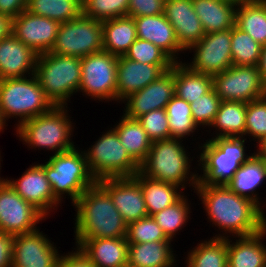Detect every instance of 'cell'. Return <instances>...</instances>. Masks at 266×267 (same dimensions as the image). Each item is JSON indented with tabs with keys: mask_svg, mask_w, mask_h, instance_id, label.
<instances>
[{
	"mask_svg": "<svg viewBox=\"0 0 266 267\" xmlns=\"http://www.w3.org/2000/svg\"><path fill=\"white\" fill-rule=\"evenodd\" d=\"M97 183L110 195L127 225L148 217L140 183L134 177L106 178Z\"/></svg>",
	"mask_w": 266,
	"mask_h": 267,
	"instance_id": "obj_18",
	"label": "cell"
},
{
	"mask_svg": "<svg viewBox=\"0 0 266 267\" xmlns=\"http://www.w3.org/2000/svg\"><path fill=\"white\" fill-rule=\"evenodd\" d=\"M35 76L54 106H68L81 84V58L51 52L40 54Z\"/></svg>",
	"mask_w": 266,
	"mask_h": 267,
	"instance_id": "obj_6",
	"label": "cell"
},
{
	"mask_svg": "<svg viewBox=\"0 0 266 267\" xmlns=\"http://www.w3.org/2000/svg\"><path fill=\"white\" fill-rule=\"evenodd\" d=\"M120 117L118 124L113 125V129L130 157L140 165L149 153L153 142L137 119L129 118L125 114Z\"/></svg>",
	"mask_w": 266,
	"mask_h": 267,
	"instance_id": "obj_31",
	"label": "cell"
},
{
	"mask_svg": "<svg viewBox=\"0 0 266 267\" xmlns=\"http://www.w3.org/2000/svg\"><path fill=\"white\" fill-rule=\"evenodd\" d=\"M151 141L171 139L166 109H156L137 118Z\"/></svg>",
	"mask_w": 266,
	"mask_h": 267,
	"instance_id": "obj_45",
	"label": "cell"
},
{
	"mask_svg": "<svg viewBox=\"0 0 266 267\" xmlns=\"http://www.w3.org/2000/svg\"><path fill=\"white\" fill-rule=\"evenodd\" d=\"M5 126H8V125H6V123L3 121V118L1 117V114H0V133L1 131L3 132V130L5 129Z\"/></svg>",
	"mask_w": 266,
	"mask_h": 267,
	"instance_id": "obj_53",
	"label": "cell"
},
{
	"mask_svg": "<svg viewBox=\"0 0 266 267\" xmlns=\"http://www.w3.org/2000/svg\"><path fill=\"white\" fill-rule=\"evenodd\" d=\"M11 33V19L0 14V40Z\"/></svg>",
	"mask_w": 266,
	"mask_h": 267,
	"instance_id": "obj_50",
	"label": "cell"
},
{
	"mask_svg": "<svg viewBox=\"0 0 266 267\" xmlns=\"http://www.w3.org/2000/svg\"><path fill=\"white\" fill-rule=\"evenodd\" d=\"M136 24L137 38L147 40L163 50L175 63L182 62L178 55L184 49L180 46L175 30L164 13L154 16L133 18ZM180 52V53H179Z\"/></svg>",
	"mask_w": 266,
	"mask_h": 267,
	"instance_id": "obj_23",
	"label": "cell"
},
{
	"mask_svg": "<svg viewBox=\"0 0 266 267\" xmlns=\"http://www.w3.org/2000/svg\"><path fill=\"white\" fill-rule=\"evenodd\" d=\"M235 25L260 45H266V0H248L237 7Z\"/></svg>",
	"mask_w": 266,
	"mask_h": 267,
	"instance_id": "obj_34",
	"label": "cell"
},
{
	"mask_svg": "<svg viewBox=\"0 0 266 267\" xmlns=\"http://www.w3.org/2000/svg\"><path fill=\"white\" fill-rule=\"evenodd\" d=\"M256 141L257 150L266 144V96L247 103L246 125L244 136ZM259 147V148H258Z\"/></svg>",
	"mask_w": 266,
	"mask_h": 267,
	"instance_id": "obj_40",
	"label": "cell"
},
{
	"mask_svg": "<svg viewBox=\"0 0 266 267\" xmlns=\"http://www.w3.org/2000/svg\"><path fill=\"white\" fill-rule=\"evenodd\" d=\"M15 235L0 231V267H12Z\"/></svg>",
	"mask_w": 266,
	"mask_h": 267,
	"instance_id": "obj_48",
	"label": "cell"
},
{
	"mask_svg": "<svg viewBox=\"0 0 266 267\" xmlns=\"http://www.w3.org/2000/svg\"><path fill=\"white\" fill-rule=\"evenodd\" d=\"M213 88L221 101L249 103L266 96L257 66L232 65L213 76Z\"/></svg>",
	"mask_w": 266,
	"mask_h": 267,
	"instance_id": "obj_12",
	"label": "cell"
},
{
	"mask_svg": "<svg viewBox=\"0 0 266 267\" xmlns=\"http://www.w3.org/2000/svg\"><path fill=\"white\" fill-rule=\"evenodd\" d=\"M103 50L116 56H123L137 39L133 18L119 17L102 22Z\"/></svg>",
	"mask_w": 266,
	"mask_h": 267,
	"instance_id": "obj_30",
	"label": "cell"
},
{
	"mask_svg": "<svg viewBox=\"0 0 266 267\" xmlns=\"http://www.w3.org/2000/svg\"><path fill=\"white\" fill-rule=\"evenodd\" d=\"M258 42L236 25L231 28V55L233 65L257 66L261 54Z\"/></svg>",
	"mask_w": 266,
	"mask_h": 267,
	"instance_id": "obj_39",
	"label": "cell"
},
{
	"mask_svg": "<svg viewBox=\"0 0 266 267\" xmlns=\"http://www.w3.org/2000/svg\"><path fill=\"white\" fill-rule=\"evenodd\" d=\"M182 141L176 138L153 141L145 160L139 165V172L148 178L177 185L184 191L189 184L188 187L192 186L194 190L199 173L190 171L193 157H188Z\"/></svg>",
	"mask_w": 266,
	"mask_h": 267,
	"instance_id": "obj_3",
	"label": "cell"
},
{
	"mask_svg": "<svg viewBox=\"0 0 266 267\" xmlns=\"http://www.w3.org/2000/svg\"><path fill=\"white\" fill-rule=\"evenodd\" d=\"M221 104V99L216 94L214 88H212L208 93L200 96L190 103L193 121L199 126L210 127L213 123L214 118L219 110Z\"/></svg>",
	"mask_w": 266,
	"mask_h": 267,
	"instance_id": "obj_44",
	"label": "cell"
},
{
	"mask_svg": "<svg viewBox=\"0 0 266 267\" xmlns=\"http://www.w3.org/2000/svg\"><path fill=\"white\" fill-rule=\"evenodd\" d=\"M126 239L128 243L173 241L166 237L152 216L129 223L127 225Z\"/></svg>",
	"mask_w": 266,
	"mask_h": 267,
	"instance_id": "obj_43",
	"label": "cell"
},
{
	"mask_svg": "<svg viewBox=\"0 0 266 267\" xmlns=\"http://www.w3.org/2000/svg\"><path fill=\"white\" fill-rule=\"evenodd\" d=\"M257 67L260 72L261 79L266 84V45L261 47V54Z\"/></svg>",
	"mask_w": 266,
	"mask_h": 267,
	"instance_id": "obj_51",
	"label": "cell"
},
{
	"mask_svg": "<svg viewBox=\"0 0 266 267\" xmlns=\"http://www.w3.org/2000/svg\"><path fill=\"white\" fill-rule=\"evenodd\" d=\"M53 107L35 74L28 78L0 80V114L6 124L9 118H16L17 128L30 118L49 112Z\"/></svg>",
	"mask_w": 266,
	"mask_h": 267,
	"instance_id": "obj_7",
	"label": "cell"
},
{
	"mask_svg": "<svg viewBox=\"0 0 266 267\" xmlns=\"http://www.w3.org/2000/svg\"><path fill=\"white\" fill-rule=\"evenodd\" d=\"M83 152L88 169L96 181L133 177L139 171V165L130 157L112 127Z\"/></svg>",
	"mask_w": 266,
	"mask_h": 267,
	"instance_id": "obj_9",
	"label": "cell"
},
{
	"mask_svg": "<svg viewBox=\"0 0 266 267\" xmlns=\"http://www.w3.org/2000/svg\"><path fill=\"white\" fill-rule=\"evenodd\" d=\"M260 150L265 152L266 151V144Z\"/></svg>",
	"mask_w": 266,
	"mask_h": 267,
	"instance_id": "obj_54",
	"label": "cell"
},
{
	"mask_svg": "<svg viewBox=\"0 0 266 267\" xmlns=\"http://www.w3.org/2000/svg\"><path fill=\"white\" fill-rule=\"evenodd\" d=\"M175 95L189 104L213 88V77L190 70L184 63H174Z\"/></svg>",
	"mask_w": 266,
	"mask_h": 267,
	"instance_id": "obj_32",
	"label": "cell"
},
{
	"mask_svg": "<svg viewBox=\"0 0 266 267\" xmlns=\"http://www.w3.org/2000/svg\"><path fill=\"white\" fill-rule=\"evenodd\" d=\"M28 12L64 23L82 14L81 0H28Z\"/></svg>",
	"mask_w": 266,
	"mask_h": 267,
	"instance_id": "obj_36",
	"label": "cell"
},
{
	"mask_svg": "<svg viewBox=\"0 0 266 267\" xmlns=\"http://www.w3.org/2000/svg\"><path fill=\"white\" fill-rule=\"evenodd\" d=\"M60 23L27 10L11 19V33L38 55L53 48Z\"/></svg>",
	"mask_w": 266,
	"mask_h": 267,
	"instance_id": "obj_16",
	"label": "cell"
},
{
	"mask_svg": "<svg viewBox=\"0 0 266 267\" xmlns=\"http://www.w3.org/2000/svg\"><path fill=\"white\" fill-rule=\"evenodd\" d=\"M246 102L221 101L219 110L211 128H215L216 137H243L246 125ZM213 126V127H212ZM219 131V132H217Z\"/></svg>",
	"mask_w": 266,
	"mask_h": 267,
	"instance_id": "obj_33",
	"label": "cell"
},
{
	"mask_svg": "<svg viewBox=\"0 0 266 267\" xmlns=\"http://www.w3.org/2000/svg\"><path fill=\"white\" fill-rule=\"evenodd\" d=\"M266 227L259 233L237 237L232 242L227 238V267H266Z\"/></svg>",
	"mask_w": 266,
	"mask_h": 267,
	"instance_id": "obj_26",
	"label": "cell"
},
{
	"mask_svg": "<svg viewBox=\"0 0 266 267\" xmlns=\"http://www.w3.org/2000/svg\"><path fill=\"white\" fill-rule=\"evenodd\" d=\"M133 177L140 183L148 216L173 205L185 195L181 187L148 178L139 171Z\"/></svg>",
	"mask_w": 266,
	"mask_h": 267,
	"instance_id": "obj_28",
	"label": "cell"
},
{
	"mask_svg": "<svg viewBox=\"0 0 266 267\" xmlns=\"http://www.w3.org/2000/svg\"><path fill=\"white\" fill-rule=\"evenodd\" d=\"M118 56L104 50L81 58L79 93L98 101H116Z\"/></svg>",
	"mask_w": 266,
	"mask_h": 267,
	"instance_id": "obj_10",
	"label": "cell"
},
{
	"mask_svg": "<svg viewBox=\"0 0 266 267\" xmlns=\"http://www.w3.org/2000/svg\"><path fill=\"white\" fill-rule=\"evenodd\" d=\"M164 15L173 26L178 42L185 51L205 35L192 0H165Z\"/></svg>",
	"mask_w": 266,
	"mask_h": 267,
	"instance_id": "obj_21",
	"label": "cell"
},
{
	"mask_svg": "<svg viewBox=\"0 0 266 267\" xmlns=\"http://www.w3.org/2000/svg\"><path fill=\"white\" fill-rule=\"evenodd\" d=\"M173 241H155L129 243L127 266L130 267H174L176 254L173 252Z\"/></svg>",
	"mask_w": 266,
	"mask_h": 267,
	"instance_id": "obj_27",
	"label": "cell"
},
{
	"mask_svg": "<svg viewBox=\"0 0 266 267\" xmlns=\"http://www.w3.org/2000/svg\"><path fill=\"white\" fill-rule=\"evenodd\" d=\"M38 54L12 33L0 40V80L35 74Z\"/></svg>",
	"mask_w": 266,
	"mask_h": 267,
	"instance_id": "obj_22",
	"label": "cell"
},
{
	"mask_svg": "<svg viewBox=\"0 0 266 267\" xmlns=\"http://www.w3.org/2000/svg\"><path fill=\"white\" fill-rule=\"evenodd\" d=\"M266 180V153L256 150L254 154L244 162L234 173L233 178L226 186L241 197H245L254 202L262 211L261 199L256 193L257 187ZM260 200V201H259Z\"/></svg>",
	"mask_w": 266,
	"mask_h": 267,
	"instance_id": "obj_24",
	"label": "cell"
},
{
	"mask_svg": "<svg viewBox=\"0 0 266 267\" xmlns=\"http://www.w3.org/2000/svg\"><path fill=\"white\" fill-rule=\"evenodd\" d=\"M187 254L186 267H227V238L202 240Z\"/></svg>",
	"mask_w": 266,
	"mask_h": 267,
	"instance_id": "obj_35",
	"label": "cell"
},
{
	"mask_svg": "<svg viewBox=\"0 0 266 267\" xmlns=\"http://www.w3.org/2000/svg\"><path fill=\"white\" fill-rule=\"evenodd\" d=\"M217 1L225 2L235 7H239L241 4L247 2L248 0H217Z\"/></svg>",
	"mask_w": 266,
	"mask_h": 267,
	"instance_id": "obj_52",
	"label": "cell"
},
{
	"mask_svg": "<svg viewBox=\"0 0 266 267\" xmlns=\"http://www.w3.org/2000/svg\"><path fill=\"white\" fill-rule=\"evenodd\" d=\"M165 0H129L128 16H154L164 13Z\"/></svg>",
	"mask_w": 266,
	"mask_h": 267,
	"instance_id": "obj_46",
	"label": "cell"
},
{
	"mask_svg": "<svg viewBox=\"0 0 266 267\" xmlns=\"http://www.w3.org/2000/svg\"><path fill=\"white\" fill-rule=\"evenodd\" d=\"M82 15L101 22L128 16L129 0H83Z\"/></svg>",
	"mask_w": 266,
	"mask_h": 267,
	"instance_id": "obj_41",
	"label": "cell"
},
{
	"mask_svg": "<svg viewBox=\"0 0 266 267\" xmlns=\"http://www.w3.org/2000/svg\"><path fill=\"white\" fill-rule=\"evenodd\" d=\"M61 255L57 267H96L78 248Z\"/></svg>",
	"mask_w": 266,
	"mask_h": 267,
	"instance_id": "obj_47",
	"label": "cell"
},
{
	"mask_svg": "<svg viewBox=\"0 0 266 267\" xmlns=\"http://www.w3.org/2000/svg\"><path fill=\"white\" fill-rule=\"evenodd\" d=\"M5 180V178L0 177V184Z\"/></svg>",
	"mask_w": 266,
	"mask_h": 267,
	"instance_id": "obj_55",
	"label": "cell"
},
{
	"mask_svg": "<svg viewBox=\"0 0 266 267\" xmlns=\"http://www.w3.org/2000/svg\"><path fill=\"white\" fill-rule=\"evenodd\" d=\"M73 206L76 209L75 245L82 239L126 237L127 224L110 195L97 182Z\"/></svg>",
	"mask_w": 266,
	"mask_h": 267,
	"instance_id": "obj_2",
	"label": "cell"
},
{
	"mask_svg": "<svg viewBox=\"0 0 266 267\" xmlns=\"http://www.w3.org/2000/svg\"><path fill=\"white\" fill-rule=\"evenodd\" d=\"M103 50L102 22L82 14L60 23L51 53L85 57Z\"/></svg>",
	"mask_w": 266,
	"mask_h": 267,
	"instance_id": "obj_11",
	"label": "cell"
},
{
	"mask_svg": "<svg viewBox=\"0 0 266 267\" xmlns=\"http://www.w3.org/2000/svg\"><path fill=\"white\" fill-rule=\"evenodd\" d=\"M188 197L183 195L176 203L152 215L161 227L166 237L172 240L176 233L183 229L190 218V204Z\"/></svg>",
	"mask_w": 266,
	"mask_h": 267,
	"instance_id": "obj_38",
	"label": "cell"
},
{
	"mask_svg": "<svg viewBox=\"0 0 266 267\" xmlns=\"http://www.w3.org/2000/svg\"><path fill=\"white\" fill-rule=\"evenodd\" d=\"M78 147L52 154L45 164L41 163L54 196L61 202L70 196L72 204L97 181L91 175L84 152Z\"/></svg>",
	"mask_w": 266,
	"mask_h": 267,
	"instance_id": "obj_8",
	"label": "cell"
},
{
	"mask_svg": "<svg viewBox=\"0 0 266 267\" xmlns=\"http://www.w3.org/2000/svg\"><path fill=\"white\" fill-rule=\"evenodd\" d=\"M172 65H149L118 56L116 102H121L130 94L139 91L158 79Z\"/></svg>",
	"mask_w": 266,
	"mask_h": 267,
	"instance_id": "obj_20",
	"label": "cell"
},
{
	"mask_svg": "<svg viewBox=\"0 0 266 267\" xmlns=\"http://www.w3.org/2000/svg\"><path fill=\"white\" fill-rule=\"evenodd\" d=\"M194 193L199 197L211 225L222 230L215 238L246 237L266 227V216L254 202L231 191L226 185H202ZM224 231V232H223ZM229 233V234H228ZM232 234V235H231ZM231 235V236H230Z\"/></svg>",
	"mask_w": 266,
	"mask_h": 267,
	"instance_id": "obj_1",
	"label": "cell"
},
{
	"mask_svg": "<svg viewBox=\"0 0 266 267\" xmlns=\"http://www.w3.org/2000/svg\"><path fill=\"white\" fill-rule=\"evenodd\" d=\"M128 242L126 237L82 239L78 247L96 267L127 266Z\"/></svg>",
	"mask_w": 266,
	"mask_h": 267,
	"instance_id": "obj_25",
	"label": "cell"
},
{
	"mask_svg": "<svg viewBox=\"0 0 266 267\" xmlns=\"http://www.w3.org/2000/svg\"><path fill=\"white\" fill-rule=\"evenodd\" d=\"M40 232L15 235L12 267H57L59 254L54 242Z\"/></svg>",
	"mask_w": 266,
	"mask_h": 267,
	"instance_id": "obj_15",
	"label": "cell"
},
{
	"mask_svg": "<svg viewBox=\"0 0 266 267\" xmlns=\"http://www.w3.org/2000/svg\"><path fill=\"white\" fill-rule=\"evenodd\" d=\"M67 106H54L49 112L23 122L15 128L16 136L29 148H42L54 154L75 147L73 137L74 123L68 116Z\"/></svg>",
	"mask_w": 266,
	"mask_h": 267,
	"instance_id": "obj_5",
	"label": "cell"
},
{
	"mask_svg": "<svg viewBox=\"0 0 266 267\" xmlns=\"http://www.w3.org/2000/svg\"><path fill=\"white\" fill-rule=\"evenodd\" d=\"M133 61L149 65H173L175 62L153 43L137 38L124 55Z\"/></svg>",
	"mask_w": 266,
	"mask_h": 267,
	"instance_id": "obj_42",
	"label": "cell"
},
{
	"mask_svg": "<svg viewBox=\"0 0 266 267\" xmlns=\"http://www.w3.org/2000/svg\"><path fill=\"white\" fill-rule=\"evenodd\" d=\"M170 135L172 138L183 139L192 135L198 128L193 121L190 104L176 95L166 106Z\"/></svg>",
	"mask_w": 266,
	"mask_h": 267,
	"instance_id": "obj_37",
	"label": "cell"
},
{
	"mask_svg": "<svg viewBox=\"0 0 266 267\" xmlns=\"http://www.w3.org/2000/svg\"><path fill=\"white\" fill-rule=\"evenodd\" d=\"M175 96L174 64L158 79L143 89L130 94L122 102L125 104L123 114L137 119L141 115L156 109H166ZM125 112V113H124Z\"/></svg>",
	"mask_w": 266,
	"mask_h": 267,
	"instance_id": "obj_17",
	"label": "cell"
},
{
	"mask_svg": "<svg viewBox=\"0 0 266 267\" xmlns=\"http://www.w3.org/2000/svg\"><path fill=\"white\" fill-rule=\"evenodd\" d=\"M247 139L243 137H216L207 139L198 145L202 150L197 156L201 175L198 182L202 185H226L234 176V173L254 153L247 155ZM201 148V149H200ZM202 167V168H201Z\"/></svg>",
	"mask_w": 266,
	"mask_h": 267,
	"instance_id": "obj_4",
	"label": "cell"
},
{
	"mask_svg": "<svg viewBox=\"0 0 266 267\" xmlns=\"http://www.w3.org/2000/svg\"><path fill=\"white\" fill-rule=\"evenodd\" d=\"M28 0H0V14L15 18L27 9Z\"/></svg>",
	"mask_w": 266,
	"mask_h": 267,
	"instance_id": "obj_49",
	"label": "cell"
},
{
	"mask_svg": "<svg viewBox=\"0 0 266 267\" xmlns=\"http://www.w3.org/2000/svg\"><path fill=\"white\" fill-rule=\"evenodd\" d=\"M5 180L16 193L45 217H48L53 209L57 210L56 207L62 203L54 196L46 173L39 163L29 166L19 179Z\"/></svg>",
	"mask_w": 266,
	"mask_h": 267,
	"instance_id": "obj_19",
	"label": "cell"
},
{
	"mask_svg": "<svg viewBox=\"0 0 266 267\" xmlns=\"http://www.w3.org/2000/svg\"><path fill=\"white\" fill-rule=\"evenodd\" d=\"M46 217L25 201L4 180L0 184V231L12 235L27 234L39 229L37 225Z\"/></svg>",
	"mask_w": 266,
	"mask_h": 267,
	"instance_id": "obj_14",
	"label": "cell"
},
{
	"mask_svg": "<svg viewBox=\"0 0 266 267\" xmlns=\"http://www.w3.org/2000/svg\"><path fill=\"white\" fill-rule=\"evenodd\" d=\"M205 34L225 31L235 25L237 7L217 0H192Z\"/></svg>",
	"mask_w": 266,
	"mask_h": 267,
	"instance_id": "obj_29",
	"label": "cell"
},
{
	"mask_svg": "<svg viewBox=\"0 0 266 267\" xmlns=\"http://www.w3.org/2000/svg\"><path fill=\"white\" fill-rule=\"evenodd\" d=\"M187 51L194 54L184 64L192 71L214 76L233 65L231 55V29L205 34ZM187 63V64H186Z\"/></svg>",
	"mask_w": 266,
	"mask_h": 267,
	"instance_id": "obj_13",
	"label": "cell"
}]
</instances>
